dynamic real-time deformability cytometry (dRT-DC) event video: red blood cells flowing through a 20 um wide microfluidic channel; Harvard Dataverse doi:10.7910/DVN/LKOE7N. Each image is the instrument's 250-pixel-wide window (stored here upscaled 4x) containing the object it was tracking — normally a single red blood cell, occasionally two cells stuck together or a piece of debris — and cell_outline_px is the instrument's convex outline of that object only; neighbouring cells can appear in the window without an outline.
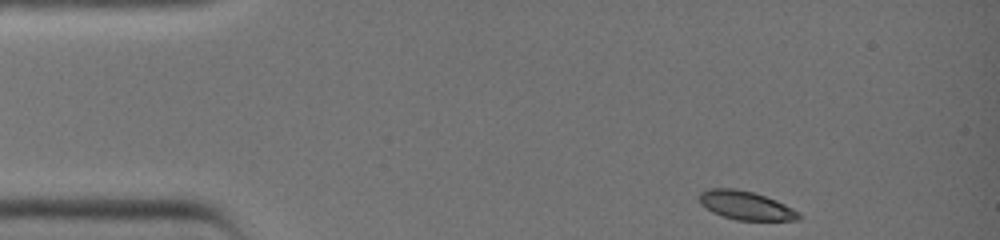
{"species": "common noctule bat (a hibernating species)", "species_latin": "Nyctalus noctula", "temperature_condition": "warm", "stored_images_in_passage": 33, "camera_frame_rate_fps": 3000, "um_per_image_px": 0.085, "animal": {"sex": "female", "body_mass_g": 19.0, "forearm_length_mm": 51.5}, "frame": {"image": 1, "passage_image": 1, "time_ms": 0.0, "image_size_px": [1000, 240], "cell_outline_px": [[804, 216], [800, 220], [736, 220], [712, 212], [704, 208], [700, 204], [700, 192], [704, 188], [736, 188], [752, 192], [776, 200], [800, 212]], "centroid_in_image_um": [63.39, 17.46], "position_along_channel_um": 21.6, "area_um2": 16.76}}
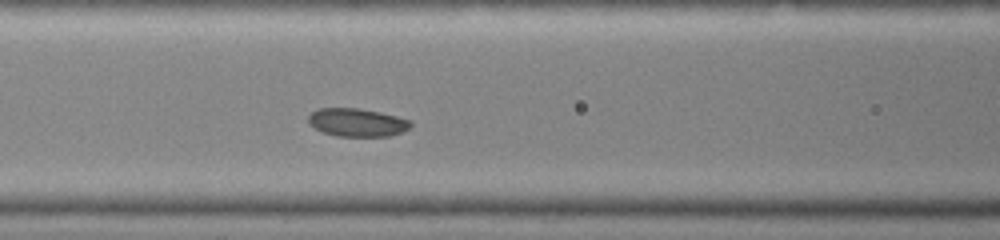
{"frame": {"image": 2, "passage_image": 13, "time_ms": 4.0, "image_size_px": [1000, 240], "cell_outline_px": [[412, 124], [408, 128], [400, 132], [388, 136], [336, 136], [324, 132], [308, 124], [308, 116], [316, 108], [360, 108], [380, 112], [412, 120]], "centroid_in_image_um": [30.33, 10.39], "position_along_channel_um": 136.3, "area_um2": 16.76}}
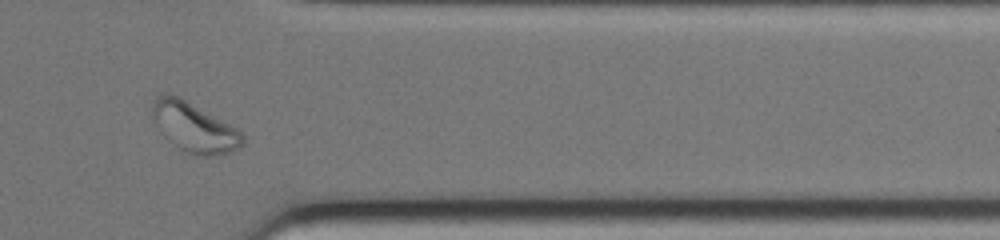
{"frame": {"image": 3, "passage_image": 29, "time_ms": 9.333, "image_size_px": [1000, 240], "cell_outline_px": [[244, 144], [240, 148], [232, 152], [216, 156], [204, 156], [188, 152], [180, 148], [176, 144], [156, 120], [152, 112], [152, 108], [156, 96], [164, 92], [176, 96], [184, 100], [236, 128], [244, 136]], "centroid_in_image_um": [16.6, 10.84], "position_along_channel_um": 394.8, "area_um2": 24.68}}